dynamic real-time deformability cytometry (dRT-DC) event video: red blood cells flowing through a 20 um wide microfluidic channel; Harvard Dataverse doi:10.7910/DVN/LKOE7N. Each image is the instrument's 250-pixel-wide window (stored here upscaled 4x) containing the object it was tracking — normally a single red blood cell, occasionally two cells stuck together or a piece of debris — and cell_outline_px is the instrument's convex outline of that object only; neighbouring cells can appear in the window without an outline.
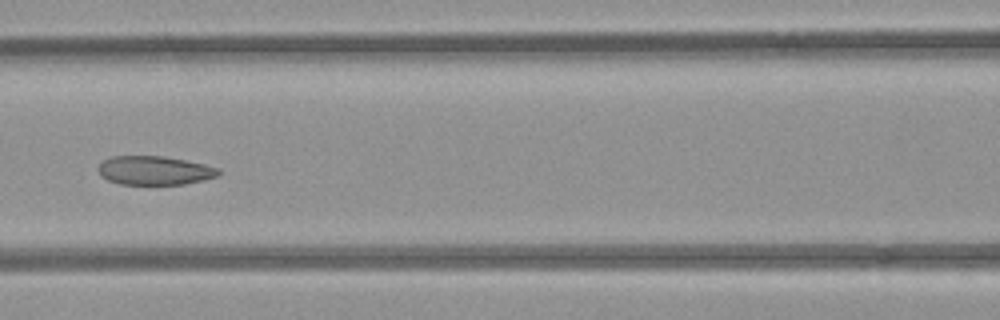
{"species": "common noctule bat (a hibernating species)", "species_latin": "Nyctalus noctula", "temperature_condition": "room temperature", "stored_images_in_passage": 5, "camera_frame_rate_fps": 3000, "um_per_image_px": 0.085, "animal": {"sex": "female", "body_mass_g": 21.9}, "frame": {"image": 1, "passage_image": 4, "time_ms": 3.667, "image_size_px": [1000, 320], "cell_outline_px": [[220, 172], [216, 176], [204, 180], [184, 184], [120, 184], [108, 180], [100, 176], [100, 164], [104, 160], [112, 156], [164, 156], [204, 164], [220, 168]], "centroid_in_image_um": [13.15, 14.49], "position_along_channel_um": 153.4, "area_um2": 20.06}}
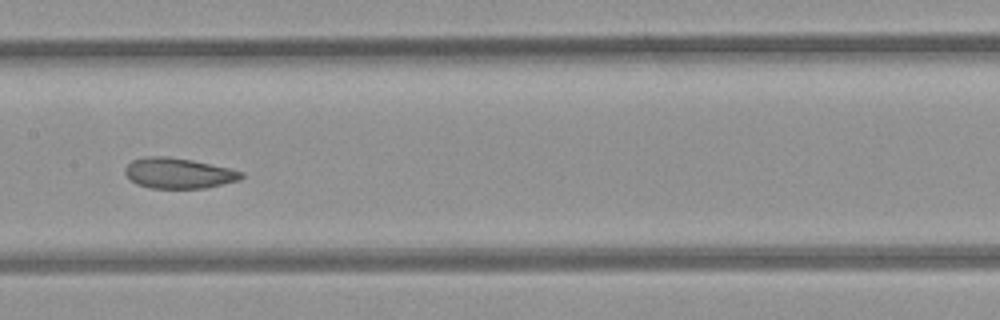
{"frame": {"image": 2, "passage_image": 5, "time_ms": 4.667, "image_size_px": [1000, 320], "cell_outline_px": [[244, 176], [240, 180], [204, 188], [152, 188], [136, 184], [124, 172], [124, 168], [132, 160], [144, 156], [168, 156], [192, 160], [228, 168], [244, 172]], "centroid_in_image_um": [15.16, 14.71], "position_along_channel_um": 192.2, "area_um2": 20.63}}